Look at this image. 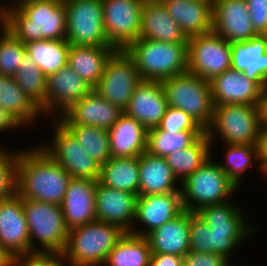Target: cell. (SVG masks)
Wrapping results in <instances>:
<instances>
[{"label":"cell","instance_id":"obj_1","mask_svg":"<svg viewBox=\"0 0 267 266\" xmlns=\"http://www.w3.org/2000/svg\"><path fill=\"white\" fill-rule=\"evenodd\" d=\"M71 176L37 144L18 150L16 193L23 199L60 206Z\"/></svg>","mask_w":267,"mask_h":266},{"label":"cell","instance_id":"obj_2","mask_svg":"<svg viewBox=\"0 0 267 266\" xmlns=\"http://www.w3.org/2000/svg\"><path fill=\"white\" fill-rule=\"evenodd\" d=\"M3 27L22 43L66 39L64 0H27L3 11Z\"/></svg>","mask_w":267,"mask_h":266},{"label":"cell","instance_id":"obj_3","mask_svg":"<svg viewBox=\"0 0 267 266\" xmlns=\"http://www.w3.org/2000/svg\"><path fill=\"white\" fill-rule=\"evenodd\" d=\"M125 51L134 60L141 79L162 81L188 70V43L139 38Z\"/></svg>","mask_w":267,"mask_h":266},{"label":"cell","instance_id":"obj_4","mask_svg":"<svg viewBox=\"0 0 267 266\" xmlns=\"http://www.w3.org/2000/svg\"><path fill=\"white\" fill-rule=\"evenodd\" d=\"M125 233L114 224L98 220L90 222L69 231L61 255L74 266H102Z\"/></svg>","mask_w":267,"mask_h":266},{"label":"cell","instance_id":"obj_5","mask_svg":"<svg viewBox=\"0 0 267 266\" xmlns=\"http://www.w3.org/2000/svg\"><path fill=\"white\" fill-rule=\"evenodd\" d=\"M211 157L181 183L184 210L197 212L202 207L227 202L238 187Z\"/></svg>","mask_w":267,"mask_h":266},{"label":"cell","instance_id":"obj_6","mask_svg":"<svg viewBox=\"0 0 267 266\" xmlns=\"http://www.w3.org/2000/svg\"><path fill=\"white\" fill-rule=\"evenodd\" d=\"M23 209L29 229L30 253L61 255L69 234L61 206L23 199Z\"/></svg>","mask_w":267,"mask_h":266},{"label":"cell","instance_id":"obj_7","mask_svg":"<svg viewBox=\"0 0 267 266\" xmlns=\"http://www.w3.org/2000/svg\"><path fill=\"white\" fill-rule=\"evenodd\" d=\"M161 84L169 106L185 111L204 130L208 128L215 106L209 81L187 71Z\"/></svg>","mask_w":267,"mask_h":266},{"label":"cell","instance_id":"obj_8","mask_svg":"<svg viewBox=\"0 0 267 266\" xmlns=\"http://www.w3.org/2000/svg\"><path fill=\"white\" fill-rule=\"evenodd\" d=\"M260 129L258 106L223 104L214 106L212 121L205 132L214 147L216 137L229 145L256 144Z\"/></svg>","mask_w":267,"mask_h":266},{"label":"cell","instance_id":"obj_9","mask_svg":"<svg viewBox=\"0 0 267 266\" xmlns=\"http://www.w3.org/2000/svg\"><path fill=\"white\" fill-rule=\"evenodd\" d=\"M66 40L84 47H112L103 26L102 0H64Z\"/></svg>","mask_w":267,"mask_h":266},{"label":"cell","instance_id":"obj_10","mask_svg":"<svg viewBox=\"0 0 267 266\" xmlns=\"http://www.w3.org/2000/svg\"><path fill=\"white\" fill-rule=\"evenodd\" d=\"M53 136L49 143L38 144L71 178L99 181L101 167L78 143L76 138L57 120L52 119Z\"/></svg>","mask_w":267,"mask_h":266},{"label":"cell","instance_id":"obj_11","mask_svg":"<svg viewBox=\"0 0 267 266\" xmlns=\"http://www.w3.org/2000/svg\"><path fill=\"white\" fill-rule=\"evenodd\" d=\"M232 65L231 43L214 31L189 37L188 72L210 81Z\"/></svg>","mask_w":267,"mask_h":266},{"label":"cell","instance_id":"obj_12","mask_svg":"<svg viewBox=\"0 0 267 266\" xmlns=\"http://www.w3.org/2000/svg\"><path fill=\"white\" fill-rule=\"evenodd\" d=\"M145 0H102L103 26L108 43L125 50L139 39Z\"/></svg>","mask_w":267,"mask_h":266},{"label":"cell","instance_id":"obj_13","mask_svg":"<svg viewBox=\"0 0 267 266\" xmlns=\"http://www.w3.org/2000/svg\"><path fill=\"white\" fill-rule=\"evenodd\" d=\"M141 80L134 60L125 50H116L107 61L104 73L94 90L124 111Z\"/></svg>","mask_w":267,"mask_h":266},{"label":"cell","instance_id":"obj_14","mask_svg":"<svg viewBox=\"0 0 267 266\" xmlns=\"http://www.w3.org/2000/svg\"><path fill=\"white\" fill-rule=\"evenodd\" d=\"M93 88L68 65L47 76L46 117L57 119Z\"/></svg>","mask_w":267,"mask_h":266},{"label":"cell","instance_id":"obj_15","mask_svg":"<svg viewBox=\"0 0 267 266\" xmlns=\"http://www.w3.org/2000/svg\"><path fill=\"white\" fill-rule=\"evenodd\" d=\"M183 211L181 192L138 196L135 219L129 233L145 237L154 229L172 221ZM137 224L147 228H136Z\"/></svg>","mask_w":267,"mask_h":266},{"label":"cell","instance_id":"obj_16","mask_svg":"<svg viewBox=\"0 0 267 266\" xmlns=\"http://www.w3.org/2000/svg\"><path fill=\"white\" fill-rule=\"evenodd\" d=\"M0 246L12 257L30 253V236L23 198L16 192L0 200Z\"/></svg>","mask_w":267,"mask_h":266},{"label":"cell","instance_id":"obj_17","mask_svg":"<svg viewBox=\"0 0 267 266\" xmlns=\"http://www.w3.org/2000/svg\"><path fill=\"white\" fill-rule=\"evenodd\" d=\"M212 31L229 43L250 40L258 35L253 29L246 0H215Z\"/></svg>","mask_w":267,"mask_h":266},{"label":"cell","instance_id":"obj_18","mask_svg":"<svg viewBox=\"0 0 267 266\" xmlns=\"http://www.w3.org/2000/svg\"><path fill=\"white\" fill-rule=\"evenodd\" d=\"M138 195L96 183L95 213L98 221L130 232L135 219Z\"/></svg>","mask_w":267,"mask_h":266},{"label":"cell","instance_id":"obj_19","mask_svg":"<svg viewBox=\"0 0 267 266\" xmlns=\"http://www.w3.org/2000/svg\"><path fill=\"white\" fill-rule=\"evenodd\" d=\"M214 105H253L258 106L264 89L246 77L242 71L227 69L210 81Z\"/></svg>","mask_w":267,"mask_h":266},{"label":"cell","instance_id":"obj_20","mask_svg":"<svg viewBox=\"0 0 267 266\" xmlns=\"http://www.w3.org/2000/svg\"><path fill=\"white\" fill-rule=\"evenodd\" d=\"M123 114L120 107L112 105L93 89L57 120L61 124L89 125L109 130Z\"/></svg>","mask_w":267,"mask_h":266},{"label":"cell","instance_id":"obj_21","mask_svg":"<svg viewBox=\"0 0 267 266\" xmlns=\"http://www.w3.org/2000/svg\"><path fill=\"white\" fill-rule=\"evenodd\" d=\"M168 107L161 81L142 79L137 84L124 113L148 130L160 124Z\"/></svg>","mask_w":267,"mask_h":266},{"label":"cell","instance_id":"obj_22","mask_svg":"<svg viewBox=\"0 0 267 266\" xmlns=\"http://www.w3.org/2000/svg\"><path fill=\"white\" fill-rule=\"evenodd\" d=\"M96 183L90 179L71 178L61 206L65 225L71 229L96 221Z\"/></svg>","mask_w":267,"mask_h":266},{"label":"cell","instance_id":"obj_23","mask_svg":"<svg viewBox=\"0 0 267 266\" xmlns=\"http://www.w3.org/2000/svg\"><path fill=\"white\" fill-rule=\"evenodd\" d=\"M139 38L167 43H188L189 40L160 0H145Z\"/></svg>","mask_w":267,"mask_h":266},{"label":"cell","instance_id":"obj_24","mask_svg":"<svg viewBox=\"0 0 267 266\" xmlns=\"http://www.w3.org/2000/svg\"><path fill=\"white\" fill-rule=\"evenodd\" d=\"M231 68L257 82L263 89L267 88V50L266 35H260L242 42L231 43Z\"/></svg>","mask_w":267,"mask_h":266},{"label":"cell","instance_id":"obj_25","mask_svg":"<svg viewBox=\"0 0 267 266\" xmlns=\"http://www.w3.org/2000/svg\"><path fill=\"white\" fill-rule=\"evenodd\" d=\"M189 38L212 31L213 3L192 0H160Z\"/></svg>","mask_w":267,"mask_h":266},{"label":"cell","instance_id":"obj_26","mask_svg":"<svg viewBox=\"0 0 267 266\" xmlns=\"http://www.w3.org/2000/svg\"><path fill=\"white\" fill-rule=\"evenodd\" d=\"M152 253L184 257L190 250L189 211L184 210L145 236Z\"/></svg>","mask_w":267,"mask_h":266},{"label":"cell","instance_id":"obj_27","mask_svg":"<svg viewBox=\"0 0 267 266\" xmlns=\"http://www.w3.org/2000/svg\"><path fill=\"white\" fill-rule=\"evenodd\" d=\"M139 173V196L181 192L180 187H177L181 186V183L164 157L154 156L145 151L139 156Z\"/></svg>","mask_w":267,"mask_h":266},{"label":"cell","instance_id":"obj_28","mask_svg":"<svg viewBox=\"0 0 267 266\" xmlns=\"http://www.w3.org/2000/svg\"><path fill=\"white\" fill-rule=\"evenodd\" d=\"M112 157H139L146 151L148 130L125 113L108 130Z\"/></svg>","mask_w":267,"mask_h":266},{"label":"cell","instance_id":"obj_29","mask_svg":"<svg viewBox=\"0 0 267 266\" xmlns=\"http://www.w3.org/2000/svg\"><path fill=\"white\" fill-rule=\"evenodd\" d=\"M229 200L227 202L202 207L197 211L213 233L253 234L255 226L249 224L243 208Z\"/></svg>","mask_w":267,"mask_h":266},{"label":"cell","instance_id":"obj_30","mask_svg":"<svg viewBox=\"0 0 267 266\" xmlns=\"http://www.w3.org/2000/svg\"><path fill=\"white\" fill-rule=\"evenodd\" d=\"M115 51L114 47H84L70 44L67 65L94 89L104 73L107 61Z\"/></svg>","mask_w":267,"mask_h":266},{"label":"cell","instance_id":"obj_31","mask_svg":"<svg viewBox=\"0 0 267 266\" xmlns=\"http://www.w3.org/2000/svg\"><path fill=\"white\" fill-rule=\"evenodd\" d=\"M0 106L22 128H28L42 115V111L29 99L11 76L0 75Z\"/></svg>","mask_w":267,"mask_h":266},{"label":"cell","instance_id":"obj_32","mask_svg":"<svg viewBox=\"0 0 267 266\" xmlns=\"http://www.w3.org/2000/svg\"><path fill=\"white\" fill-rule=\"evenodd\" d=\"M99 182L139 196V157H112L101 166Z\"/></svg>","mask_w":267,"mask_h":266},{"label":"cell","instance_id":"obj_33","mask_svg":"<svg viewBox=\"0 0 267 266\" xmlns=\"http://www.w3.org/2000/svg\"><path fill=\"white\" fill-rule=\"evenodd\" d=\"M211 142L206 132L199 136L190 146L177 150L165 157L177 180L182 183L210 157Z\"/></svg>","mask_w":267,"mask_h":266},{"label":"cell","instance_id":"obj_34","mask_svg":"<svg viewBox=\"0 0 267 266\" xmlns=\"http://www.w3.org/2000/svg\"><path fill=\"white\" fill-rule=\"evenodd\" d=\"M151 253L146 237L126 232L102 266H149Z\"/></svg>","mask_w":267,"mask_h":266},{"label":"cell","instance_id":"obj_35","mask_svg":"<svg viewBox=\"0 0 267 266\" xmlns=\"http://www.w3.org/2000/svg\"><path fill=\"white\" fill-rule=\"evenodd\" d=\"M26 52L47 77L67 65L69 42L65 40H39L25 43Z\"/></svg>","mask_w":267,"mask_h":266},{"label":"cell","instance_id":"obj_36","mask_svg":"<svg viewBox=\"0 0 267 266\" xmlns=\"http://www.w3.org/2000/svg\"><path fill=\"white\" fill-rule=\"evenodd\" d=\"M83 147L84 151L101 167L111 158L108 130L78 124H62Z\"/></svg>","mask_w":267,"mask_h":266},{"label":"cell","instance_id":"obj_37","mask_svg":"<svg viewBox=\"0 0 267 266\" xmlns=\"http://www.w3.org/2000/svg\"><path fill=\"white\" fill-rule=\"evenodd\" d=\"M17 85L29 99L46 115V80L42 70L25 52L21 65L13 76Z\"/></svg>","mask_w":267,"mask_h":266},{"label":"cell","instance_id":"obj_38","mask_svg":"<svg viewBox=\"0 0 267 266\" xmlns=\"http://www.w3.org/2000/svg\"><path fill=\"white\" fill-rule=\"evenodd\" d=\"M205 131H164L158 127L148 129L146 151L154 156L167 155L190 146Z\"/></svg>","mask_w":267,"mask_h":266},{"label":"cell","instance_id":"obj_39","mask_svg":"<svg viewBox=\"0 0 267 266\" xmlns=\"http://www.w3.org/2000/svg\"><path fill=\"white\" fill-rule=\"evenodd\" d=\"M224 145L226 146L224 155L226 163L218 162V164L239 189L248 169L253 165H258L257 146L256 144Z\"/></svg>","mask_w":267,"mask_h":266},{"label":"cell","instance_id":"obj_40","mask_svg":"<svg viewBox=\"0 0 267 266\" xmlns=\"http://www.w3.org/2000/svg\"><path fill=\"white\" fill-rule=\"evenodd\" d=\"M0 29V75L13 77L21 65L26 46L3 26Z\"/></svg>","mask_w":267,"mask_h":266},{"label":"cell","instance_id":"obj_41","mask_svg":"<svg viewBox=\"0 0 267 266\" xmlns=\"http://www.w3.org/2000/svg\"><path fill=\"white\" fill-rule=\"evenodd\" d=\"M17 156L18 151L0 146V200L11 197L16 192Z\"/></svg>","mask_w":267,"mask_h":266},{"label":"cell","instance_id":"obj_42","mask_svg":"<svg viewBox=\"0 0 267 266\" xmlns=\"http://www.w3.org/2000/svg\"><path fill=\"white\" fill-rule=\"evenodd\" d=\"M190 252H211V229L198 212L189 211Z\"/></svg>","mask_w":267,"mask_h":266},{"label":"cell","instance_id":"obj_43","mask_svg":"<svg viewBox=\"0 0 267 266\" xmlns=\"http://www.w3.org/2000/svg\"><path fill=\"white\" fill-rule=\"evenodd\" d=\"M157 127L164 131H205L189 114L172 106L167 108Z\"/></svg>","mask_w":267,"mask_h":266},{"label":"cell","instance_id":"obj_44","mask_svg":"<svg viewBox=\"0 0 267 266\" xmlns=\"http://www.w3.org/2000/svg\"><path fill=\"white\" fill-rule=\"evenodd\" d=\"M253 234H219L211 233L212 253L220 254L228 261L232 258V253L239 247L240 243L246 241Z\"/></svg>","mask_w":267,"mask_h":266},{"label":"cell","instance_id":"obj_45","mask_svg":"<svg viewBox=\"0 0 267 266\" xmlns=\"http://www.w3.org/2000/svg\"><path fill=\"white\" fill-rule=\"evenodd\" d=\"M253 29L257 34H267V0H246Z\"/></svg>","mask_w":267,"mask_h":266},{"label":"cell","instance_id":"obj_46","mask_svg":"<svg viewBox=\"0 0 267 266\" xmlns=\"http://www.w3.org/2000/svg\"><path fill=\"white\" fill-rule=\"evenodd\" d=\"M229 261L220 254L211 252H188L183 257L185 266H225Z\"/></svg>","mask_w":267,"mask_h":266},{"label":"cell","instance_id":"obj_47","mask_svg":"<svg viewBox=\"0 0 267 266\" xmlns=\"http://www.w3.org/2000/svg\"><path fill=\"white\" fill-rule=\"evenodd\" d=\"M13 266H50V253L32 252L15 256Z\"/></svg>","mask_w":267,"mask_h":266},{"label":"cell","instance_id":"obj_48","mask_svg":"<svg viewBox=\"0 0 267 266\" xmlns=\"http://www.w3.org/2000/svg\"><path fill=\"white\" fill-rule=\"evenodd\" d=\"M258 168L267 178V128H261L257 139Z\"/></svg>","mask_w":267,"mask_h":266},{"label":"cell","instance_id":"obj_49","mask_svg":"<svg viewBox=\"0 0 267 266\" xmlns=\"http://www.w3.org/2000/svg\"><path fill=\"white\" fill-rule=\"evenodd\" d=\"M183 257L174 254L151 253L149 266H182Z\"/></svg>","mask_w":267,"mask_h":266},{"label":"cell","instance_id":"obj_50","mask_svg":"<svg viewBox=\"0 0 267 266\" xmlns=\"http://www.w3.org/2000/svg\"><path fill=\"white\" fill-rule=\"evenodd\" d=\"M21 126L0 106V133L18 130Z\"/></svg>","mask_w":267,"mask_h":266},{"label":"cell","instance_id":"obj_51","mask_svg":"<svg viewBox=\"0 0 267 266\" xmlns=\"http://www.w3.org/2000/svg\"><path fill=\"white\" fill-rule=\"evenodd\" d=\"M259 118H260V127L267 128V88L264 89L262 97L259 100Z\"/></svg>","mask_w":267,"mask_h":266},{"label":"cell","instance_id":"obj_52","mask_svg":"<svg viewBox=\"0 0 267 266\" xmlns=\"http://www.w3.org/2000/svg\"><path fill=\"white\" fill-rule=\"evenodd\" d=\"M50 266H74L70 261L62 255L50 253Z\"/></svg>","mask_w":267,"mask_h":266},{"label":"cell","instance_id":"obj_53","mask_svg":"<svg viewBox=\"0 0 267 266\" xmlns=\"http://www.w3.org/2000/svg\"><path fill=\"white\" fill-rule=\"evenodd\" d=\"M0 266H13V257L0 246Z\"/></svg>","mask_w":267,"mask_h":266},{"label":"cell","instance_id":"obj_54","mask_svg":"<svg viewBox=\"0 0 267 266\" xmlns=\"http://www.w3.org/2000/svg\"><path fill=\"white\" fill-rule=\"evenodd\" d=\"M192 1H200L205 3H214L215 0H192Z\"/></svg>","mask_w":267,"mask_h":266},{"label":"cell","instance_id":"obj_55","mask_svg":"<svg viewBox=\"0 0 267 266\" xmlns=\"http://www.w3.org/2000/svg\"><path fill=\"white\" fill-rule=\"evenodd\" d=\"M231 262H232V261H229L225 266H233V265L231 264ZM234 266H235V264H234ZM236 266H238V265H236Z\"/></svg>","mask_w":267,"mask_h":266},{"label":"cell","instance_id":"obj_56","mask_svg":"<svg viewBox=\"0 0 267 266\" xmlns=\"http://www.w3.org/2000/svg\"><path fill=\"white\" fill-rule=\"evenodd\" d=\"M266 35V50H267V34H265Z\"/></svg>","mask_w":267,"mask_h":266}]
</instances>
